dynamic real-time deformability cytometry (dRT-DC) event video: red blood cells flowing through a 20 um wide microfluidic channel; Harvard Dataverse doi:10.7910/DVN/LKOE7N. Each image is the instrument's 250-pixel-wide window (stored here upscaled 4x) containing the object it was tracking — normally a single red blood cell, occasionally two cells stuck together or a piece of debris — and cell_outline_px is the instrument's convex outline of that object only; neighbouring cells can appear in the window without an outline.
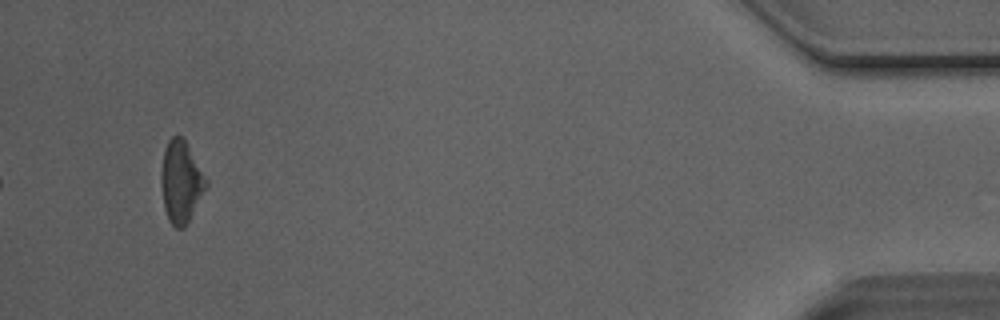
{"species": "Egyptian fruit bat (a non-hibernating species)", "species_latin": "Rousettus aegyptiacus", "temperature_condition": "room temperature", "stored_images_in_passage": 21, "camera_frame_rate_fps": 3000, "um_per_image_px": 0.085, "animal": {"sex": "male"}, "frame": {"image": 1, "passage_image": 21, "time_ms": 6.667, "image_size_px": [1000, 320], "cell_outline_px": [[208, 188], [184, 228], [176, 228], [168, 220], [164, 208], [160, 184], [160, 172], [164, 148], [168, 140], [172, 136], [180, 136], [184, 140], [208, 180]], "centroid_in_image_um": [15.37, 15.48], "position_along_channel_um": 419.8, "area_um2": 21.68}}